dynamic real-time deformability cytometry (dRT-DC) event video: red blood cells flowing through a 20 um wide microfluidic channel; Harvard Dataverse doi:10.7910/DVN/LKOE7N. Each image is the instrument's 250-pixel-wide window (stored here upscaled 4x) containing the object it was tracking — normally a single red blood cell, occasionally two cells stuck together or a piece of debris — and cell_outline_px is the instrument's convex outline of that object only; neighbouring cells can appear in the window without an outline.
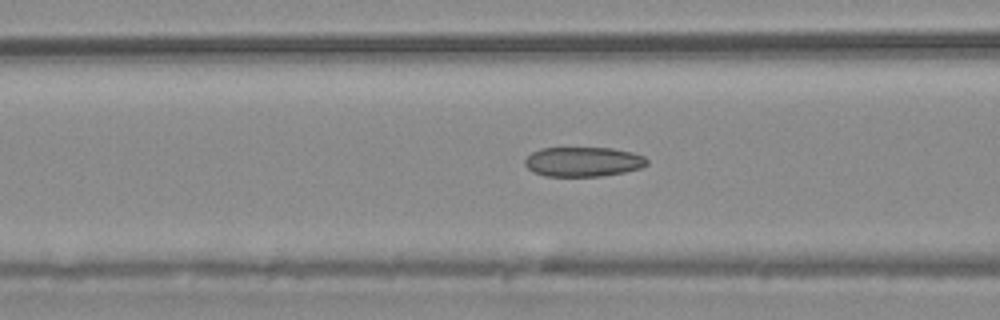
{"species": "common noctule bat (a hibernating species)", "species_latin": "Nyctalus noctula", "temperature_condition": "warm", "stored_images_in_passage": 50, "camera_frame_rate_fps": 3000, "um_per_image_px": 0.085, "animal": {"sex": "male", "body_mass_g": 20.4}, "frame": {"image": 1, "passage_image": 22, "time_ms": 7.0, "image_size_px": [1000, 320], "cell_outline_px": [[648, 164], [640, 168], [624, 172], [600, 176], [544, 176], [532, 172], [524, 164], [524, 160], [532, 152], [540, 148], [612, 148], [632, 152], [644, 156], [648, 160]], "centroid_in_image_um": [49.55, 13.75], "position_along_channel_um": 117.0, "area_um2": 21.15}}
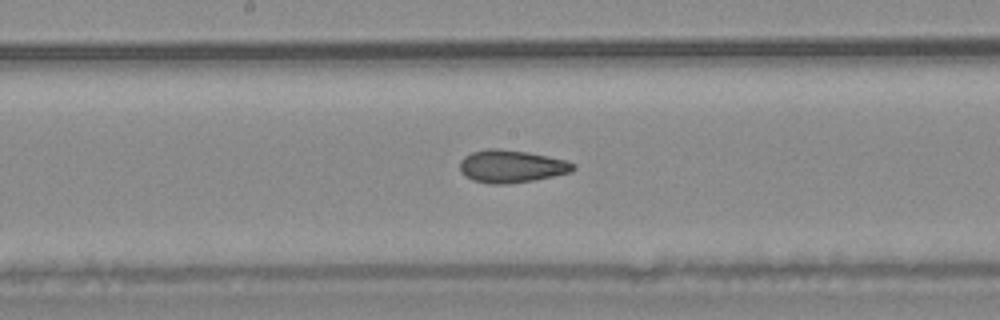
{"frame": {"image": 2, "passage_image": 29, "time_ms": 9.333, "image_size_px": [1000, 320], "cell_outline_px": [[576, 168], [572, 172], [532, 180], [508, 184], [488, 184], [472, 180], [464, 176], [460, 172], [460, 160], [464, 156], [472, 152], [488, 148], [496, 148], [528, 152], [568, 160], [576, 164]], "centroid_in_image_um": [43.46, 14.13], "position_along_channel_um": 204.7, "area_um2": 21.79}}
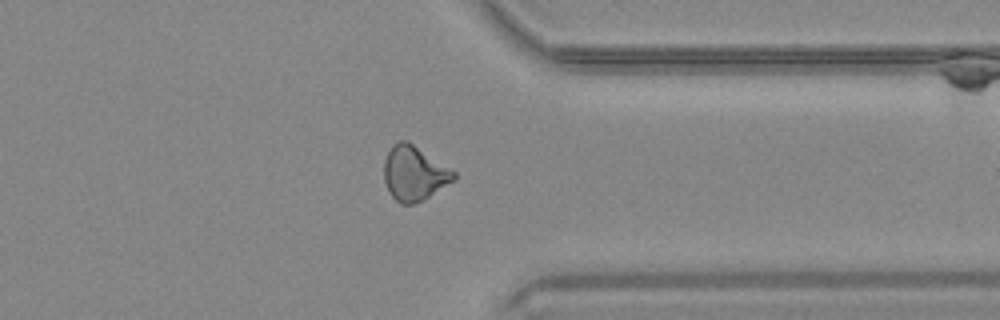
{"frame": {"image": 3, "passage_image": 43, "time_ms": 14.0, "image_size_px": [1000, 320], "cell_outline_px": [[456, 180], [424, 200], [412, 204], [400, 204], [392, 196], [384, 180], [384, 160], [392, 144], [400, 140], [408, 140], [456, 172]], "centroid_in_image_um": [35.22, 14.73], "position_along_channel_um": 376.2, "area_um2": 22.37}, "authors_computed_cell_mechanics": {"area_um2": 21.5305, "velocity_mm_per_s": 3.747, "shape_relaxation_time_tau1_ms": null, "shape_relaxation_time_tau2_ms": 2.9513, "deformation_change_tau1": null, "deformation_change_tau2": 0.0928}}